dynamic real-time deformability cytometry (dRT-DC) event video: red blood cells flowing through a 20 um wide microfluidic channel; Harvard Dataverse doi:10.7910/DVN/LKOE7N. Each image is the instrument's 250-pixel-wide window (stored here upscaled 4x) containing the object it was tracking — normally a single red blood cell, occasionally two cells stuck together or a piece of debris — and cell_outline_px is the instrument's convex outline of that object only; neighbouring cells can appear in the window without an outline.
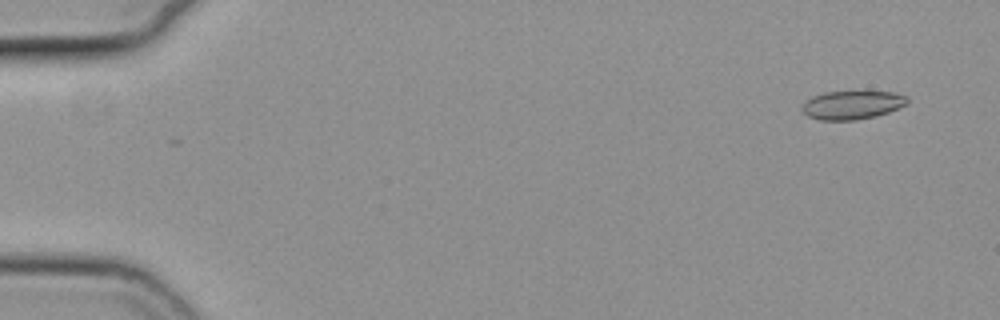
{"species": "common noctule bat (a hibernating species)", "species_latin": "Nyctalus noctula", "temperature_condition": "cold", "stored_images_in_passage": 5, "camera_frame_rate_fps": 3000, "um_per_image_px": 0.085, "animal": {"sex": "female", "body_mass_g": 19.3, "forearm_length_mm": 54.1}, "frame": {"image": 1, "passage_image": 4, "time_ms": 1.0, "image_size_px": [1000, 320], "cell_outline_px": [[908, 100], [904, 104], [888, 112], [876, 116], [856, 120], [820, 120], [808, 116], [800, 108], [804, 100], [812, 96], [824, 92], [892, 92], [908, 96]], "centroid_in_image_um": [72.37, 8.92], "position_along_channel_um": 12.6, "area_um2": 17.4}}